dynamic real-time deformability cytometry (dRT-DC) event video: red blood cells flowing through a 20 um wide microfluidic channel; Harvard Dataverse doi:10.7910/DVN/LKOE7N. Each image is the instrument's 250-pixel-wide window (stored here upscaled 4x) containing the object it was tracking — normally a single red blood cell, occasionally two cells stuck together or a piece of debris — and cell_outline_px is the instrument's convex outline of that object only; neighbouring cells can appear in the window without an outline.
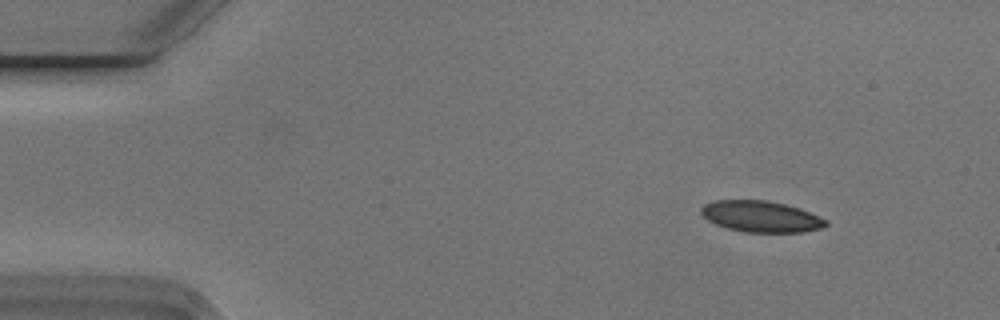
{"species": "Egyptian fruit bat (a non-hibernating species)", "species_latin": "Rousettus aegyptiacus", "temperature_condition": "cold", "stored_images_in_passage": 4, "camera_frame_rate_fps": 3000, "um_per_image_px": 0.085, "animal": {"sex": "male"}, "frame": {"image": 1, "passage_image": 2, "time_ms": 0.333, "image_size_px": [1000, 320], "cell_outline_px": [[828, 224], [824, 228], [804, 232], [744, 232], [728, 228], [716, 224], [708, 220], [700, 212], [700, 208], [704, 204], [716, 200], [768, 200], [800, 208], [828, 220]], "centroid_in_image_um": [64.71, 18.4], "position_along_channel_um": 20.3, "area_um2": 22.77}}